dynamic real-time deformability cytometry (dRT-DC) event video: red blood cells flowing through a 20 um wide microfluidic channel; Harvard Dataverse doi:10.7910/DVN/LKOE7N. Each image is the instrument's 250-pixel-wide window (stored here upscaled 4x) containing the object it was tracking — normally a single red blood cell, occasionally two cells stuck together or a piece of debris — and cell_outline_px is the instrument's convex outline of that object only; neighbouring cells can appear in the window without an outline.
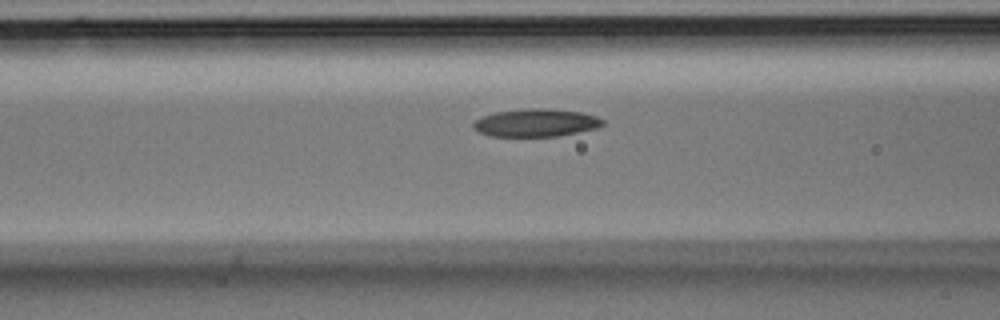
{"species": "Egyptian fruit bat (a non-hibernating species)", "species_latin": "Rousettus aegyptiacus", "temperature_condition": "room temperature", "stored_images_in_passage": 7, "camera_frame_rate_fps": 3000, "um_per_image_px": 0.085, "animal": {"sex": "male"}, "frame": {"image": 1, "passage_image": 7, "time_ms": 2.0, "image_size_px": [1000, 320], "cell_outline_px": [[604, 124], [596, 128], [556, 136], [488, 136], [472, 128], [472, 124], [480, 116], [496, 112], [524, 108], [548, 108], [580, 112], [596, 116], [604, 120]], "centroid_in_image_um": [45.51, 10.42], "position_along_channel_um": 121.1, "area_um2": 20.98}}